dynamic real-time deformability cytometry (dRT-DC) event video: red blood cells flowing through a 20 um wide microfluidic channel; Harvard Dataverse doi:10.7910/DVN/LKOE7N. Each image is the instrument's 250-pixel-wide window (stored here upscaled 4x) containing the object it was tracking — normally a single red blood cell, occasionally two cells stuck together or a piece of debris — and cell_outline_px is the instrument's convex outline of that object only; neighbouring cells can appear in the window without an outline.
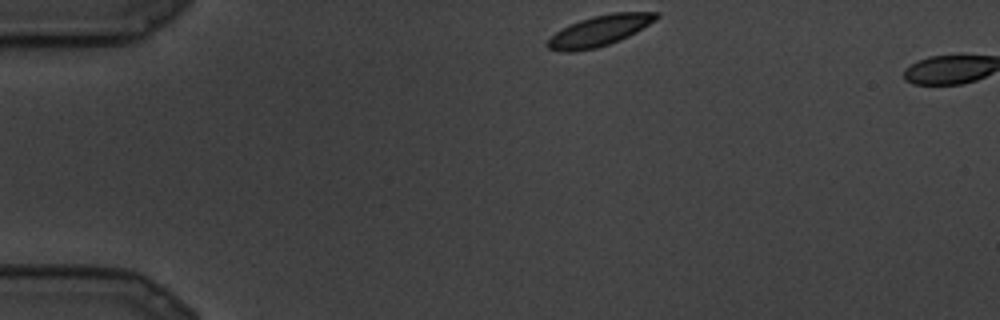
{"species": "common noctule bat (a hibernating species)", "species_latin": "Nyctalus noctula", "temperature_condition": "cold", "stored_images_in_passage": 2, "camera_frame_rate_fps": 3000, "um_per_image_px": 0.085, "animal": {"sex": "male", "body_mass_g": 19.5, "forearm_length_mm": 54.6}, "frame": {"image": 1, "passage_image": 1, "time_ms": 0.0, "image_size_px": [1000, 320], "cell_outline_px": [[660, 16], [656, 20], [636, 32], [620, 40], [596, 48], [568, 52], [564, 52], [548, 48], [548, 40], [556, 32], [580, 20], [592, 16], [612, 12], [660, 12]], "centroid_in_image_um": [51.01, 2.59], "position_along_channel_um": 34.0, "area_um2": 19.13}}